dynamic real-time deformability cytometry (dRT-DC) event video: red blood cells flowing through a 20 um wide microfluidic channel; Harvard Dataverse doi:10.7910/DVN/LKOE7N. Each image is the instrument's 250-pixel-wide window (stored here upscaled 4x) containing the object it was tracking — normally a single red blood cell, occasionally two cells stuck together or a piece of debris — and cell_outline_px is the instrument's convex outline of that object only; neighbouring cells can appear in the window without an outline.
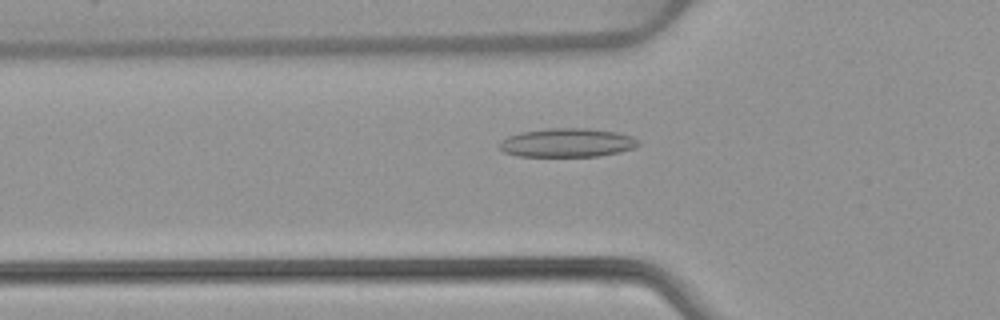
{"species": "common noctule bat (a hibernating species)", "species_latin": "Nyctalus noctula", "temperature_condition": "warm", "stored_images_in_passage": 52, "camera_frame_rate_fps": 3000, "um_per_image_px": 0.085, "animal": {"sex": "female", "body_mass_g": 22.7, "forearm_length_mm": 54.2}, "frame": {"image": 1, "passage_image": 18, "time_ms": 5.667, "image_size_px": [1000, 320], "cell_outline_px": [[640, 144], [636, 148], [620, 152], [600, 156], [516, 156], [504, 152], [500, 148], [500, 140], [508, 136], [520, 132], [548, 128], [588, 128], [616, 132], [632, 136], [640, 140]], "centroid_in_image_um": [48.24, 12.13], "position_along_channel_um": 77.6, "area_um2": 23.52}}
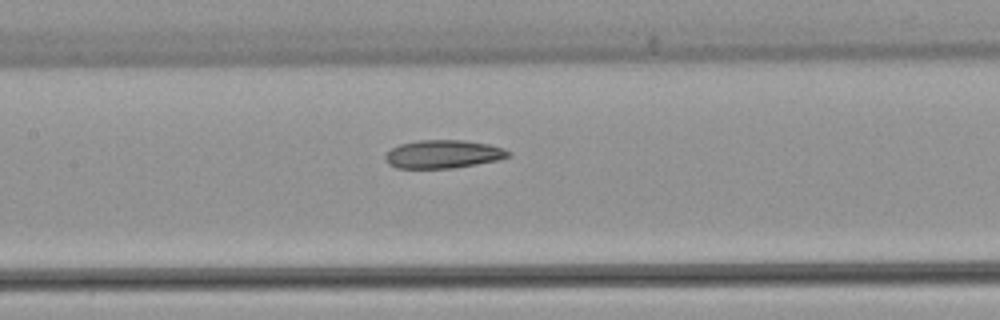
{"frame": {"image": 2, "passage_image": 25, "time_ms": 8.0, "image_size_px": [1000, 320], "cell_outline_px": [[512, 152], [508, 156], [500, 160], [452, 168], [396, 168], [388, 164], [384, 160], [384, 156], [392, 148], [400, 144], [420, 140], [464, 140], [488, 144], [504, 148]], "centroid_in_image_um": [37.67, 13.1], "position_along_channel_um": 169.7, "area_um2": 20.29}}
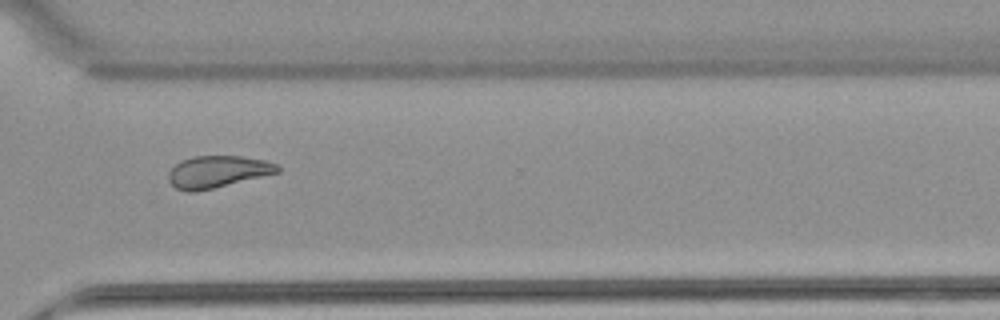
{"frame": {"image": 3, "passage_image": 39, "time_ms": 12.667, "image_size_px": [1000, 320], "cell_outline_px": [[280, 172], [196, 192], [188, 192], [176, 188], [168, 180], [168, 172], [180, 160], [192, 156], [240, 156], [264, 160], [276, 164], [280, 168]], "centroid_in_image_um": [18.46, 14.59], "position_along_channel_um": 352.1, "area_um2": 20.23}, "authors_computed_cell_mechanics": {"area_um2": 21.6461, "velocity_mm_per_s": 3.9077, "shape_relaxation_time_tau1_ms": null, "shape_relaxation_time_tau2_ms": 4.4894, "deformation_change_tau1": null, "deformation_change_tau2": 0.1156}}